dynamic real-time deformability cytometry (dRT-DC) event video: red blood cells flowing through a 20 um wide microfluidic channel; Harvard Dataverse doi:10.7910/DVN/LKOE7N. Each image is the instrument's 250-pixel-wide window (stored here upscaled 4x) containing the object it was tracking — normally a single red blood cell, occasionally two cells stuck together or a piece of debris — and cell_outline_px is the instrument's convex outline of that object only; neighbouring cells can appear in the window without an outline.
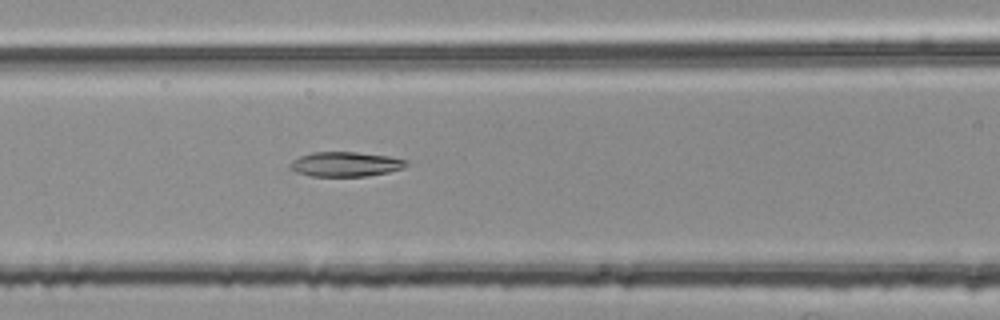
{"species": "common noctule bat (a hibernating species)", "species_latin": "Nyctalus noctula", "temperature_condition": "room temperature", "stored_images_in_passage": 46, "camera_frame_rate_fps": 3000, "um_per_image_px": 0.085, "animal": {"sex": "female", "body_mass_g": 25.1}, "frame": {"image": 1, "passage_image": 15, "time_ms": 4.667, "image_size_px": [1000, 320], "cell_outline_px": [[408, 164], [404, 168], [388, 172], [368, 176], [312, 176], [296, 172], [288, 168], [288, 164], [292, 160], [300, 156], [312, 152], [356, 152], [388, 156], [408, 160]], "centroid_in_image_um": [29.35, 13.95], "position_along_channel_um": 137.2, "area_um2": 16.82}}
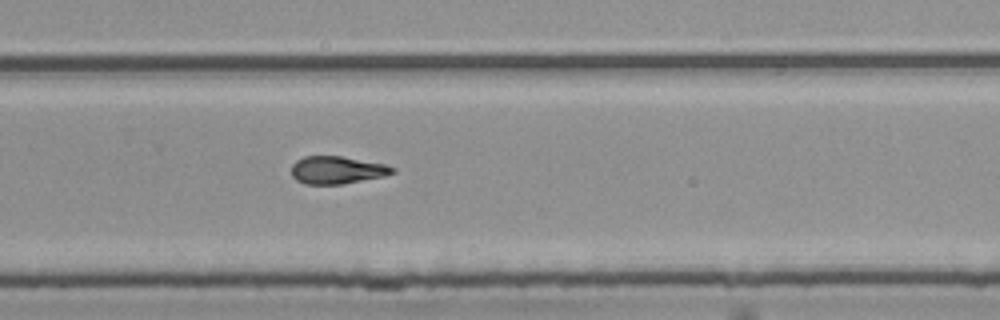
{"frame": {"image": 2, "passage_image": 28, "time_ms": 9.0, "image_size_px": [1000, 320], "cell_outline_px": [[396, 172], [384, 176], [340, 184], [304, 184], [296, 180], [292, 176], [292, 164], [296, 160], [304, 156], [340, 156], [384, 164], [396, 168]], "centroid_in_image_um": [28.63, 14.45], "position_along_channel_um": 301.2, "area_um2": 16.18}}
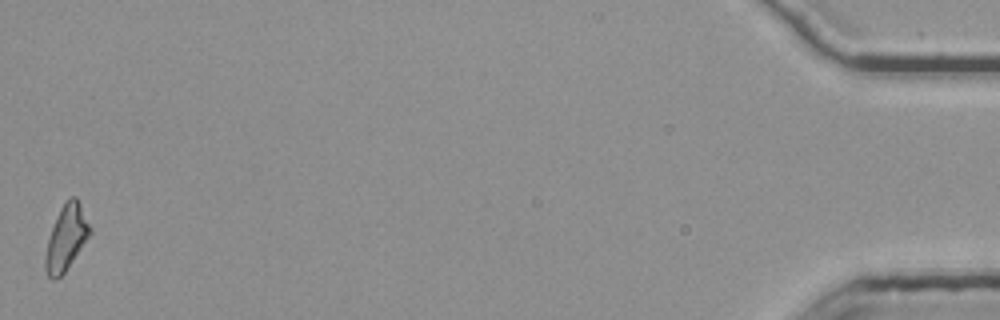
{"frame": {"image": 3, "passage_image": 46, "time_ms": 15.0, "image_size_px": [1000, 320], "cell_outline_px": [[92, 232], [64, 272], [56, 280], [52, 280], [48, 276], [44, 268], [44, 260], [48, 240], [56, 216], [60, 208], [72, 196], [76, 196], [92, 228]], "centroid_in_image_um": [5.63, 20.22], "position_along_channel_um": 429.6, "area_um2": 16.7}, "authors_computed_cell_mechanics": {"area_um2": 16.6753, "velocity_mm_per_s": 3.7949, "shape_relaxation_time_tau1_ms": null, "shape_relaxation_time_tau2_ms": 7.8078, "deformation_change_tau1": null, "deformation_change_tau2": 0.1982}}